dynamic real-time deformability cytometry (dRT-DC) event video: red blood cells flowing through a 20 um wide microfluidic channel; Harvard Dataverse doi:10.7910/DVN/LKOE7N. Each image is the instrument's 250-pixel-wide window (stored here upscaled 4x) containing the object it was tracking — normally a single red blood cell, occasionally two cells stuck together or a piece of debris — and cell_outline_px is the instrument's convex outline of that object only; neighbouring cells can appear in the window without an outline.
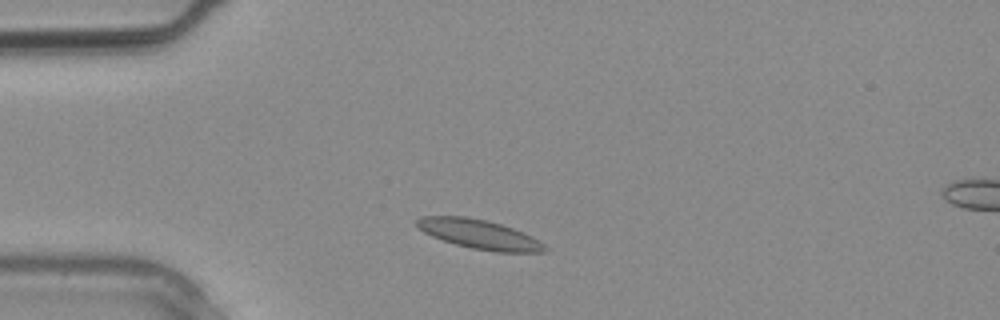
{"species": "common noctule bat (a hibernating species)", "species_latin": "Nyctalus noctula", "temperature_condition": "warm", "stored_images_in_passage": 2, "camera_frame_rate_fps": 3000, "um_per_image_px": 0.085, "animal": {"sex": "male", "body_mass_g": 20.4}, "frame": {"image": 1, "passage_image": 1, "time_ms": 0.0, "image_size_px": [1000, 320], "cell_outline_px": [[548, 248], [544, 252], [496, 252], [472, 248], [456, 244], [432, 236], [424, 232], [416, 224], [416, 220], [420, 216], [464, 216], [484, 220], [500, 224], [524, 232], [532, 236], [544, 244]], "centroid_in_image_um": [40.76, 19.91], "position_along_channel_um": 44.2, "area_um2": 21.62}}